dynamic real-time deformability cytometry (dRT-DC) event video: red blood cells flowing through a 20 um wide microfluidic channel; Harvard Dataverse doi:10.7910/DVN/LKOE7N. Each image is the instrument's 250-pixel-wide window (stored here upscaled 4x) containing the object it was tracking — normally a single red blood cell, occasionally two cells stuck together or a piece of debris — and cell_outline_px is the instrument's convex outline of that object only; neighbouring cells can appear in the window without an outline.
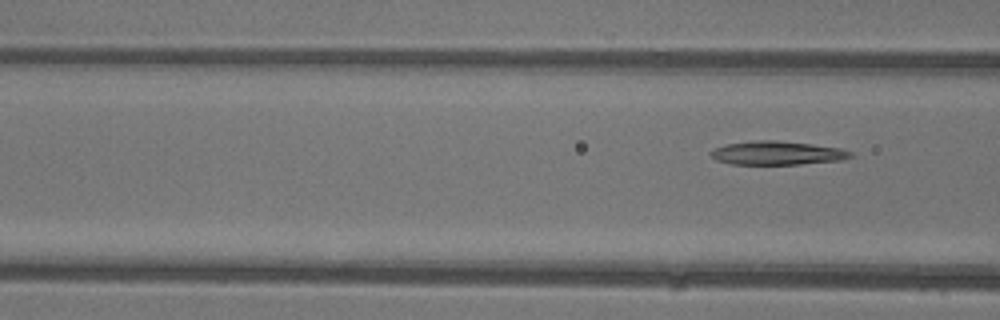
{"species": "common noctule bat (a hibernating species)", "species_latin": "Nyctalus noctula", "temperature_condition": "warm", "stored_images_in_passage": 5, "camera_frame_rate_fps": 3000, "um_per_image_px": 0.085, "animal": {"sex": "female"}, "frame": {"image": 1, "passage_image": 5, "time_ms": 5.667, "image_size_px": [1000, 320], "cell_outline_px": [[852, 156], [840, 160], [800, 164], [732, 164], [716, 160], [708, 152], [716, 148], [728, 144], [756, 140], [776, 140], [812, 144], [844, 148], [852, 152]], "centroid_in_image_um": [66.09, 13.0], "position_along_channel_um": 100.5, "area_um2": 19.19}}